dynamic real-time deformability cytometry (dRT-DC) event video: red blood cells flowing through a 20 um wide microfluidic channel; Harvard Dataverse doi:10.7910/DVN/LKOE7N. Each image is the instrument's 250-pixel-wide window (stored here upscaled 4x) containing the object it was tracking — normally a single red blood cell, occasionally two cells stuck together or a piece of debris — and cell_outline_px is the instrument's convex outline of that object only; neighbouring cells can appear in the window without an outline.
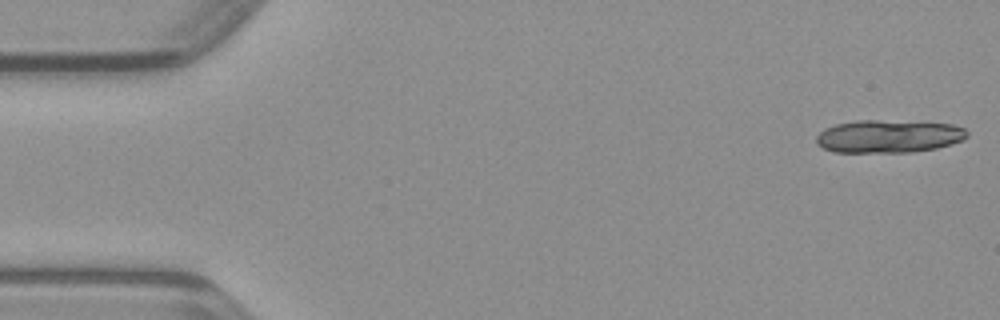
{"species": "common noctule bat (a hibernating species)", "species_latin": "Nyctalus noctula", "temperature_condition": "warm", "stored_images_in_passage": 15, "camera_frame_rate_fps": 3000, "um_per_image_px": 0.085, "animal": {"sex": "male", "body_mass_g": 23.1, "forearm_length_mm": 52.7}, "frame": {"image": 1, "passage_image": 1, "time_ms": 0.0, "image_size_px": [1000, 320], "cell_outline_px": [[968, 136], [964, 140], [952, 144], [936, 148], [912, 152], [832, 152], [816, 144], [816, 136], [824, 128], [836, 124], [856, 120], [880, 120], [952, 124], [964, 128], [968, 132]], "centroid_in_image_um": [75.53, 11.59], "position_along_channel_um": 9.5, "area_um2": 29.02}}